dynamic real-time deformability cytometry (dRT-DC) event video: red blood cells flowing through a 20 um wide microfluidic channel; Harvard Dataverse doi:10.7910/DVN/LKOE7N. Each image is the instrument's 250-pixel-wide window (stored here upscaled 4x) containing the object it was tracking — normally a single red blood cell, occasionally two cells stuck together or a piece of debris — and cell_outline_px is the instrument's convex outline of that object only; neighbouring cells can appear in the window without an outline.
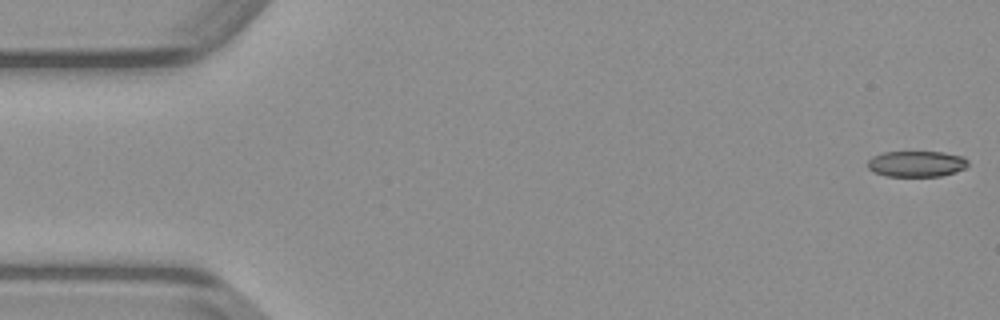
{"species": "common noctule bat (a hibernating species)", "species_latin": "Nyctalus noctula", "temperature_condition": "warm", "stored_images_in_passage": 49, "camera_frame_rate_fps": 3000, "um_per_image_px": 0.085, "animal": {"sex": "male", "body_mass_g": 23.1, "forearm_length_mm": 52.7}, "frame": {"image": 1, "passage_image": 1, "time_ms": 0.0, "image_size_px": [1000, 320], "cell_outline_px": [[968, 164], [964, 168], [956, 172], [940, 176], [888, 176], [872, 172], [868, 168], [868, 160], [872, 156], [884, 152], [944, 152], [964, 156], [968, 160]], "centroid_in_image_um": [77.9, 13.92], "position_along_channel_um": 7.1, "area_um2": 15.26}}
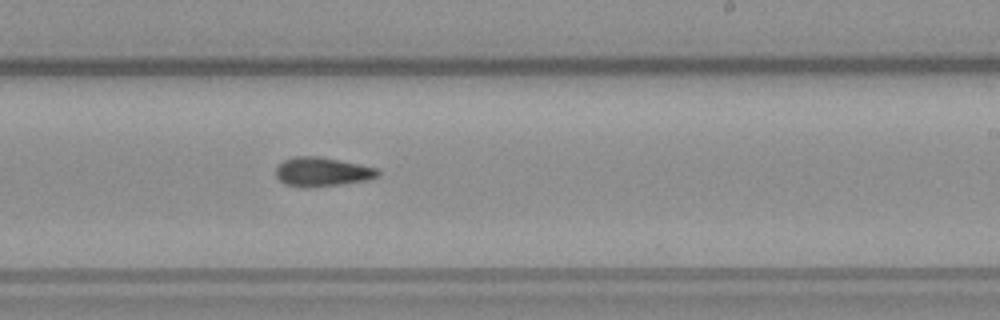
{"frame": {"image": 2, "passage_image": 29, "time_ms": 9.333, "image_size_px": [1000, 320], "cell_outline_px": [[380, 176], [368, 180], [340, 184], [308, 188], [284, 184], [276, 176], [276, 168], [284, 160], [292, 156], [320, 156], [380, 168]], "centroid_in_image_um": [27.42, 14.6], "position_along_channel_um": 261.6, "area_um2": 17.51}}
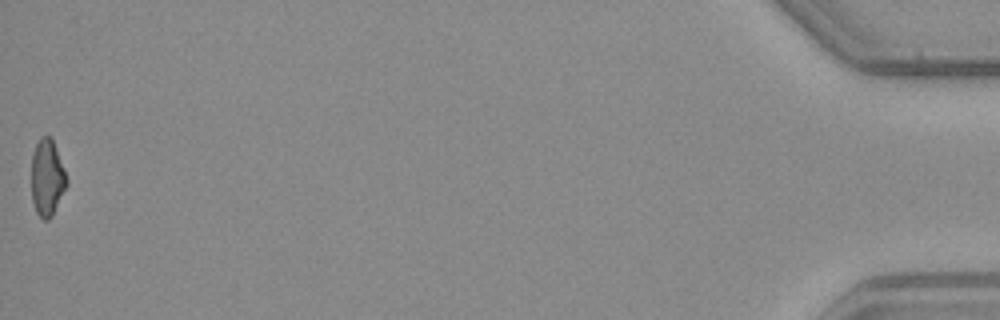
{"frame": {"image": 3, "passage_image": 49, "time_ms": 16.0, "image_size_px": [1000, 320], "cell_outline_px": [[68, 184], [52, 216], [48, 220], [44, 220], [36, 212], [32, 200], [32, 152], [40, 136], [52, 136], [64, 168], [68, 180]], "centroid_in_image_um": [4.02, 15.08], "position_along_channel_um": 431.2, "area_um2": 15.9}}